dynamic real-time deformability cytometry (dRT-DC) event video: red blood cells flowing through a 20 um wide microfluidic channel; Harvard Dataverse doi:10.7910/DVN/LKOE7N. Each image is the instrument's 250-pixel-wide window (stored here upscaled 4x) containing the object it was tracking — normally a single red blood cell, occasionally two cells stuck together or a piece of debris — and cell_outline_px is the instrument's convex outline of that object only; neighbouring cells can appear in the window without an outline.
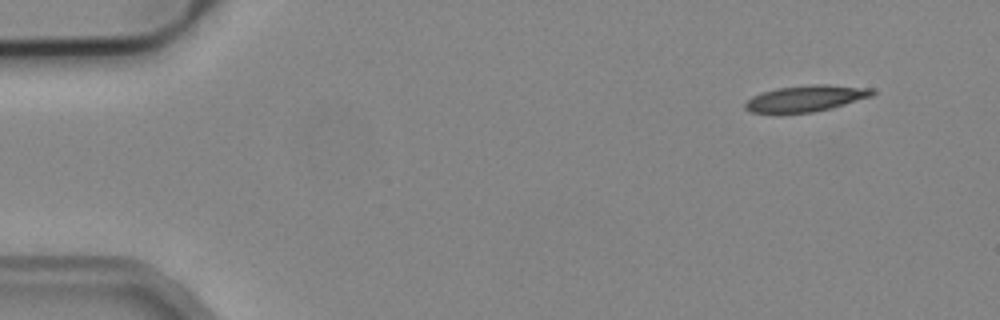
{"species": "common noctule bat (a hibernating species)", "species_latin": "Nyctalus noctula", "temperature_condition": "cold", "stored_images_in_passage": 5, "camera_frame_rate_fps": 3000, "um_per_image_px": 0.085, "animal": {"sex": "male", "body_mass_g": 19.2, "forearm_length_mm": 51.8}, "frame": {"image": 1, "passage_image": 1, "time_ms": 0.0, "image_size_px": [1000, 320], "cell_outline_px": [[876, 92], [872, 96], [832, 108], [812, 112], [784, 116], [752, 112], [744, 108], [744, 104], [752, 96], [760, 92], [776, 88], [812, 84], [828, 84], [872, 88]], "centroid_in_image_um": [68.44, 8.4], "position_along_channel_um": 16.6, "area_um2": 20.23}}
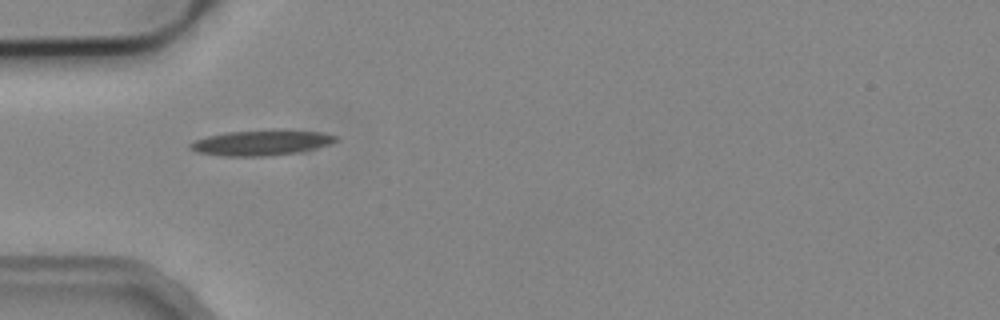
{"frame": {"image": 2, "passage_image": 4, "time_ms": 4.0, "image_size_px": [1000, 320], "cell_outline_px": [[340, 140], [304, 152], [272, 156], [224, 156], [196, 152], [188, 148], [188, 144], [196, 140], [208, 136], [228, 132], [272, 128], [280, 128], [324, 132], [336, 136]], "centroid_in_image_um": [22.28, 12.11], "position_along_channel_um": 62.7, "area_um2": 22.31}}